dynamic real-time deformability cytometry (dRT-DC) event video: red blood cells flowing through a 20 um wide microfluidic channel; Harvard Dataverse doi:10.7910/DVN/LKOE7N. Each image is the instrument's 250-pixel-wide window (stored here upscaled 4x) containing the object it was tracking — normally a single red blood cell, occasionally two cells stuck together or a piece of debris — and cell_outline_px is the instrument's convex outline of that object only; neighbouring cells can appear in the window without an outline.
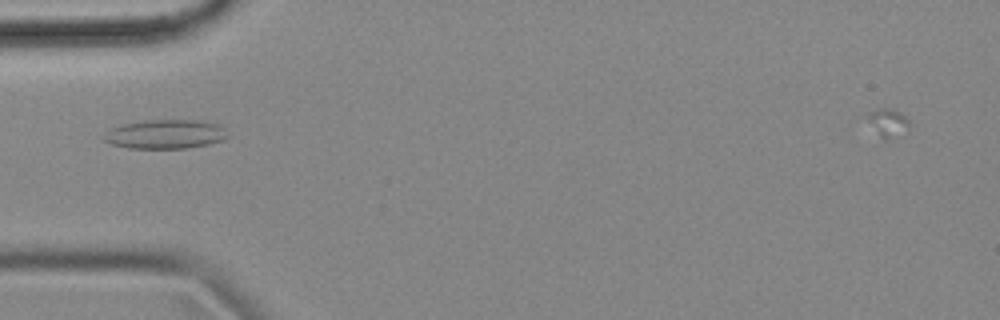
{"species": "common noctule bat (a hibernating species)", "species_latin": "Nyctalus noctula", "temperature_condition": "cold", "stored_images_in_passage": 8, "camera_frame_rate_fps": 3000, "um_per_image_px": 0.085, "animal": {"sex": "female", "body_mass_g": 18.4}, "frame": {"image": 1, "passage_image": 1, "time_ms": 0.0, "image_size_px": [1000, 320], "cell_outline_px": [[228, 136], [224, 140], [208, 144], [184, 148], [128, 148], [112, 144], [104, 140], [100, 136], [112, 128], [120, 124], [148, 120], [196, 120], [216, 124], [224, 128]], "centroid_in_image_um": [14.02, 11.4], "position_along_channel_um": 71.0, "area_um2": 20.92}}
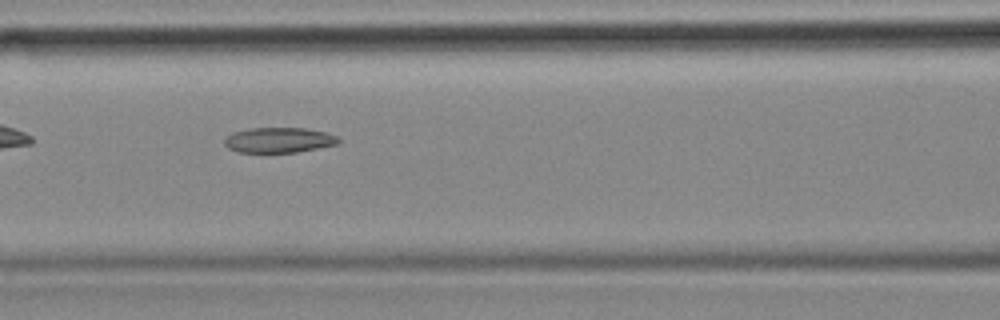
{"frame": {"image": 2, "passage_image": 7, "time_ms": 2.0, "image_size_px": [1000, 320], "cell_outline_px": [[340, 144], [296, 152], [236, 152], [228, 148], [224, 144], [224, 140], [232, 132], [252, 128], [304, 128], [324, 132], [340, 136]], "centroid_in_image_um": [23.73, 11.91], "position_along_channel_um": 142.9, "area_um2": 16.82}}